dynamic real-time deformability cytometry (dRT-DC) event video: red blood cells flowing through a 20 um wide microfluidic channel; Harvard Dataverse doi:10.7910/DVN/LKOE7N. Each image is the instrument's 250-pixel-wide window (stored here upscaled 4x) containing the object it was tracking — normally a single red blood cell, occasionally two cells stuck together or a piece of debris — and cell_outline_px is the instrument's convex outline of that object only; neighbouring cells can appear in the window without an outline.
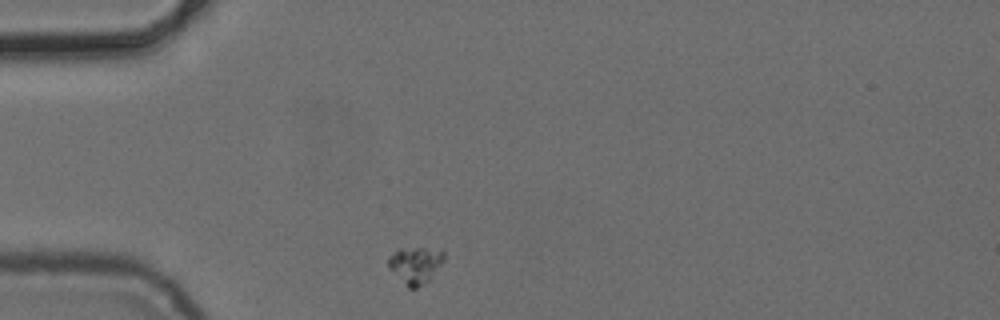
{"species": "common noctule bat (a hibernating species)", "species_latin": "Nyctalus noctula", "temperature_condition": "cold", "stored_images_in_passage": 3, "camera_frame_rate_fps": 3000, "um_per_image_px": 0.085, "animal": {"sex": "female", "body_mass_g": 24.6, "forearm_length_mm": 56.2}, "frame": {"image": 1, "passage_image": 1, "time_ms": 0.0, "image_size_px": [1000, 320], "cell_outline_px": [[444, 260], [428, 280], [416, 288], [408, 288], [388, 268], [388, 256], [400, 248], [444, 248]], "centroid_in_image_um": [35.3, 22.49], "position_along_channel_um": 49.7, "area_um2": 11.96}}
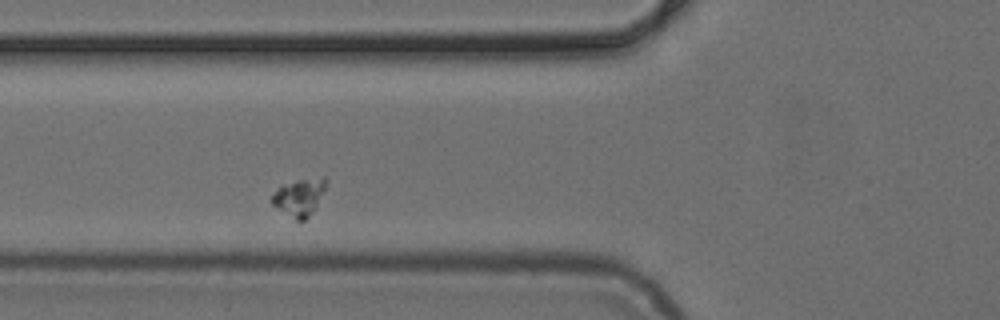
{"frame": {"image": 2, "passage_image": 3, "time_ms": 2.0, "image_size_px": [1000, 320], "cell_outline_px": [[328, 180], [316, 208], [304, 220], [296, 220], [272, 204], [272, 196], [280, 188], [296, 180], [324, 176]], "centroid_in_image_um": [25.5, 16.75], "position_along_channel_um": 100.3, "area_um2": 11.33}}